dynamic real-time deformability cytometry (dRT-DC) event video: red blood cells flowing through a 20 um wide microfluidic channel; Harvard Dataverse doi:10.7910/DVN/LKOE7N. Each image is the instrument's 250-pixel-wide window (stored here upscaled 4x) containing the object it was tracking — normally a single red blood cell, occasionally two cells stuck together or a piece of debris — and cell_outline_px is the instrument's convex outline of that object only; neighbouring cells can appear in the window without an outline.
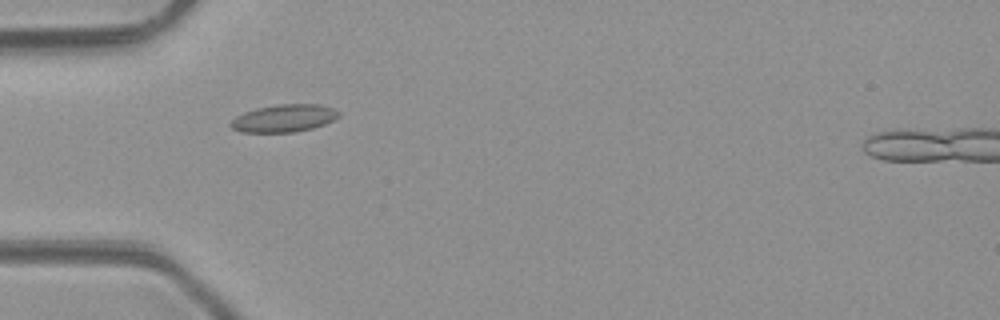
{"species": "common noctule bat (a hibernating species)", "species_latin": "Nyctalus noctula", "temperature_condition": "room temperature", "stored_images_in_passage": 5, "camera_frame_rate_fps": 3000, "um_per_image_px": 0.085, "animal": {"sex": "male", "body_mass_g": 23.1, "forearm_length_mm": 52.7}, "frame": {"image": 1, "passage_image": 2, "time_ms": 1.333, "image_size_px": [1000, 320], "cell_outline_px": [[340, 116], [324, 124], [312, 128], [292, 132], [240, 132], [232, 128], [228, 124], [236, 116], [244, 112], [256, 108], [276, 104], [320, 104], [332, 108], [340, 112]], "centroid_in_image_um": [24.12, 10.04], "position_along_channel_um": 60.9, "area_um2": 17.34}}
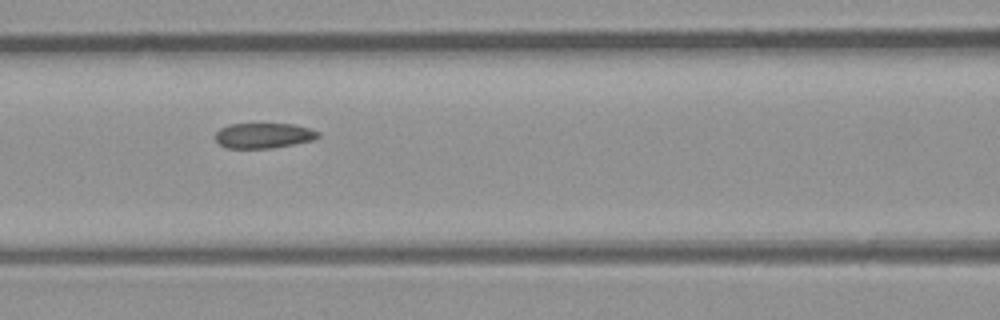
{"frame": {"image": 2, "passage_image": 4, "time_ms": 3.333, "image_size_px": [1000, 320], "cell_outline_px": [[320, 136], [312, 140], [272, 148], [224, 148], [216, 140], [216, 132], [220, 128], [228, 124], [292, 124], [308, 128], [320, 132]], "centroid_in_image_um": [22.38, 11.52], "position_along_channel_um": 144.2, "area_um2": 15.03}}
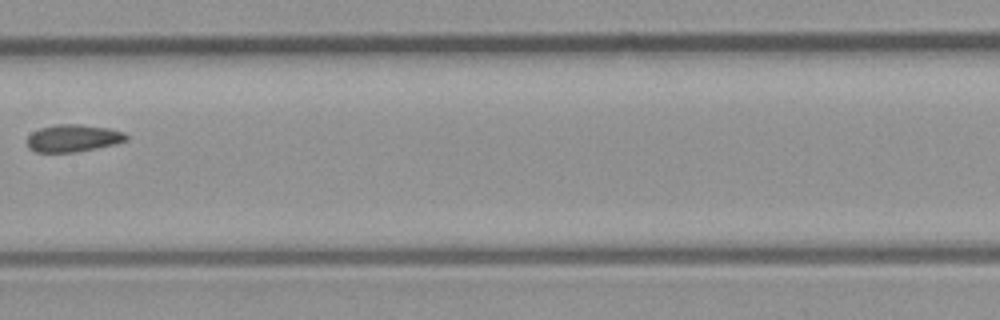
{"frame": {"image": 3, "passage_image": 5, "time_ms": 4.667, "image_size_px": [1000, 320], "cell_outline_px": [[128, 140], [96, 148], [76, 152], [36, 152], [28, 148], [28, 136], [32, 132], [40, 128], [56, 124], [80, 124], [108, 128], [124, 132], [128, 136]], "centroid_in_image_um": [6.2, 11.74], "position_along_channel_um": 201.2, "area_um2": 15.72}}